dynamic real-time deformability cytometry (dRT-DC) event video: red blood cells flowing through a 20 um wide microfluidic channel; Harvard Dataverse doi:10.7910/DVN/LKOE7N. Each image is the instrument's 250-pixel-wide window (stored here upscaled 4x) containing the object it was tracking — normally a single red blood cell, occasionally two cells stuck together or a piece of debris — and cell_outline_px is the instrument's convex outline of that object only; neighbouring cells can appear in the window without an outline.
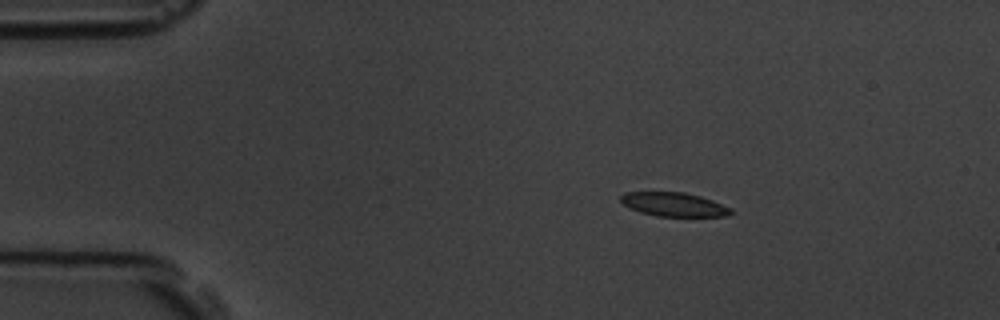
{"species": "common noctule bat (a hibernating species)", "species_latin": "Nyctalus noctula", "temperature_condition": "room temperature", "stored_images_in_passage": 5, "segment_of_instrument_passage": [1, 2], "camera_frame_rate_fps": 3000, "um_per_image_px": 0.085, "animal": {"sex": "male", "body_mass_g": 19.5, "forearm_length_mm": 54.6}, "frame": {"image": 1, "passage_image": 2, "time_ms": 2.0, "image_size_px": [1000, 320], "cell_outline_px": [[732, 212], [728, 216], [656, 216], [640, 212], [628, 208], [620, 200], [620, 196], [624, 192], [684, 192], [700, 196], [712, 200], [732, 208]], "centroid_in_image_um": [57.26, 17.37], "position_along_channel_um": 27.7, "area_um2": 15.37}}
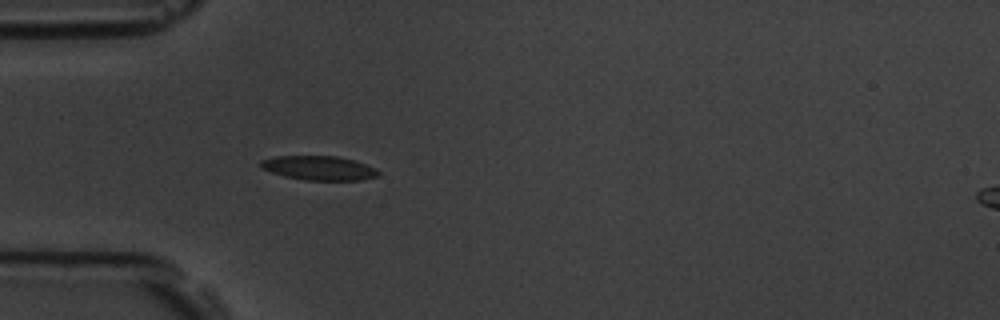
{"frame": {"image": 2, "passage_image": 4, "time_ms": 4.333, "image_size_px": [1000, 320], "cell_outline_px": [[380, 172], [376, 176], [364, 180], [304, 180], [284, 176], [260, 168], [260, 160], [276, 156], [336, 156], [352, 160], [376, 168]], "centroid_in_image_um": [27.09, 14.28], "position_along_channel_um": 57.9, "area_um2": 16.53}}